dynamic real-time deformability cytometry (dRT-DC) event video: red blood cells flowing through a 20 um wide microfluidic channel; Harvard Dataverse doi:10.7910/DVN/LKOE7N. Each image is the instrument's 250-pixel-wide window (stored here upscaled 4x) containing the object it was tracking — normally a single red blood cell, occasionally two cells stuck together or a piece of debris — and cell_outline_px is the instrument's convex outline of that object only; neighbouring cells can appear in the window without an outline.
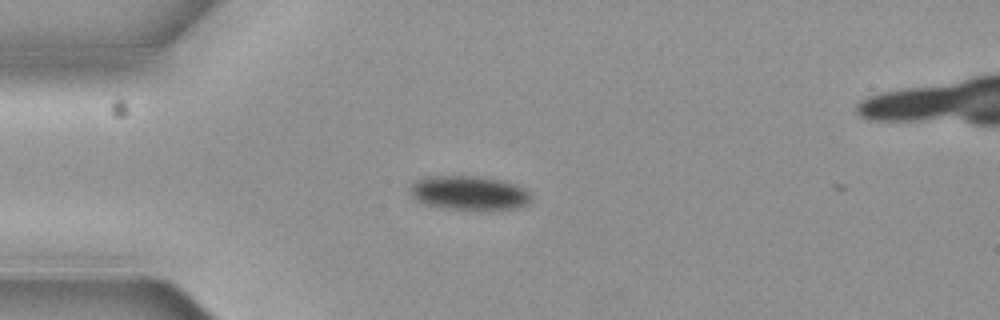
{"species": "common noctule bat (a hibernating species)", "species_latin": "Nyctalus noctula", "temperature_condition": "cold", "stored_images_in_passage": 13, "camera_frame_rate_fps": 3000, "um_per_image_px": 0.085, "animal": {"sex": "female", "body_mass_g": 19.3, "forearm_length_mm": 54.1}, "frame": {"image": 1, "passage_image": 1, "time_ms": 0.0, "image_size_px": [1000, 320], "cell_outline_px": [[528, 204], [516, 208], [448, 208], [424, 204], [416, 200], [408, 192], [408, 188], [416, 180], [428, 176], [480, 176], [504, 180], [516, 184], [524, 188], [528, 192]], "centroid_in_image_um": [39.81, 16.36], "position_along_channel_um": 45.2, "area_um2": 23.7}}
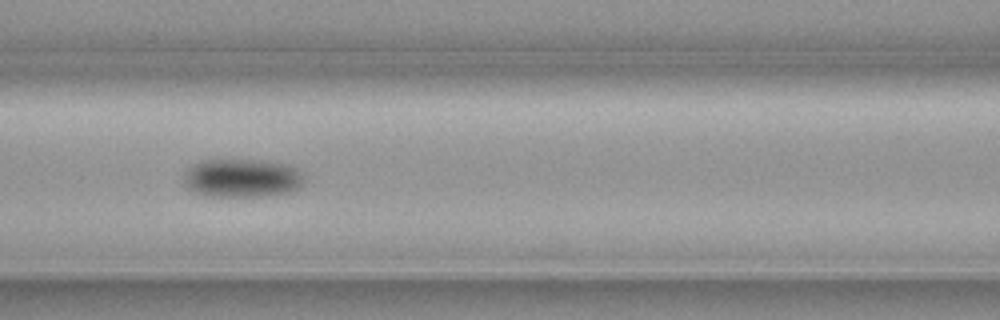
{"frame": {"image": 2, "passage_image": 4, "time_ms": 1.0, "image_size_px": [1000, 320], "cell_outline_px": [[304, 184], [300, 188], [292, 192], [268, 196], [208, 196], [196, 192], [188, 188], [184, 180], [184, 176], [188, 168], [192, 164], [200, 160], [264, 160], [288, 164], [304, 172]], "centroid_in_image_um": [20.65, 15.13], "position_along_channel_um": 146.0, "area_um2": 27.46}}
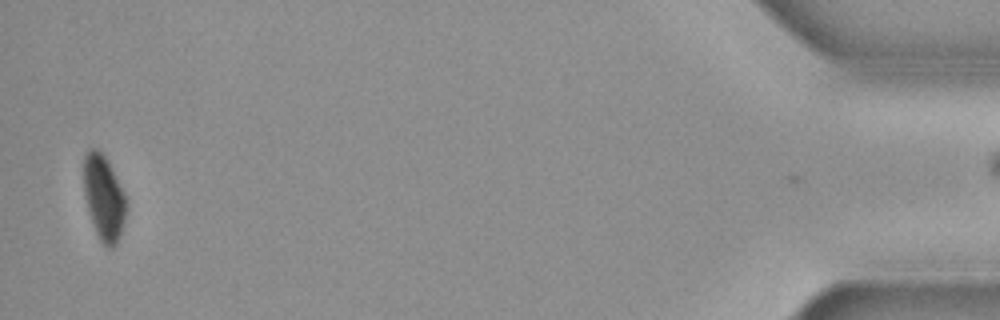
{"frame": {"image": 3, "passage_image": 12, "time_ms": 3.667, "image_size_px": [1000, 320], "cell_outline_px": [[124, 224], [120, 236], [116, 244], [112, 248], [108, 248], [100, 240], [96, 232], [88, 208], [84, 188], [84, 156], [92, 148], [96, 148], [104, 156], [124, 192]], "centroid_in_image_um": [8.81, 16.83], "position_along_channel_um": 426.4, "area_um2": 20.23}}